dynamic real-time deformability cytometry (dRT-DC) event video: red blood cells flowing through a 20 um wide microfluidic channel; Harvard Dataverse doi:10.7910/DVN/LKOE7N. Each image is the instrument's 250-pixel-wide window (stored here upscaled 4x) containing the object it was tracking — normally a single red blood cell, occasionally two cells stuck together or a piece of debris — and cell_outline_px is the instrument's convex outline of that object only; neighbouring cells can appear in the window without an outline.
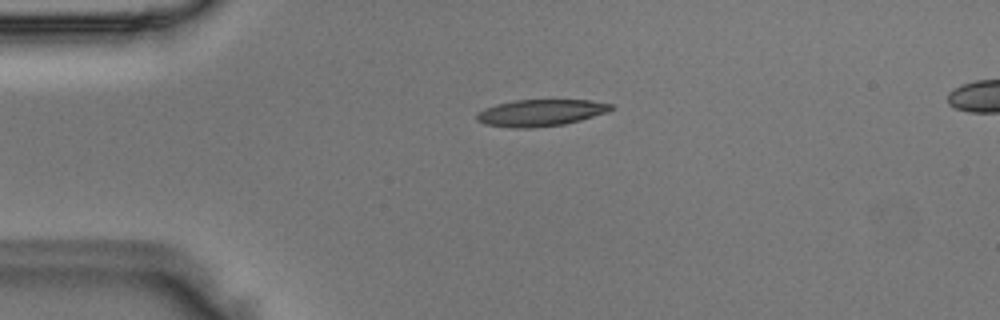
{"species": "Egyptian fruit bat (a non-hibernating species)", "species_latin": "Rousettus aegyptiacus", "temperature_condition": "room temperature", "stored_images_in_passage": 5, "camera_frame_rate_fps": 3000, "um_per_image_px": 0.085, "animal": {"sex": "male"}, "frame": {"image": 1, "passage_image": 3, "time_ms": 0.667, "image_size_px": [1000, 320], "cell_outline_px": [[612, 108], [608, 112], [580, 120], [564, 124], [532, 128], [512, 128], [484, 124], [476, 120], [476, 116], [480, 112], [496, 104], [516, 100], [592, 100], [612, 104]], "centroid_in_image_um": [45.97, 9.59], "position_along_channel_um": 39.0, "area_um2": 20.75}}
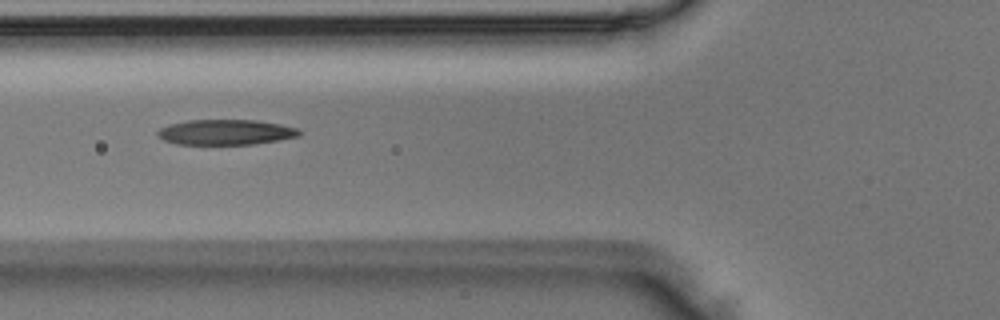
{"frame": {"image": 2, "passage_image": 5, "time_ms": 1.333, "image_size_px": [1000, 320], "cell_outline_px": [[304, 132], [300, 136], [252, 144], [176, 144], [164, 140], [156, 132], [160, 128], [172, 124], [188, 120], [256, 120], [280, 124], [296, 128]], "centroid_in_image_um": [19.21, 11.23], "position_along_channel_um": 106.6, "area_um2": 20.69}}